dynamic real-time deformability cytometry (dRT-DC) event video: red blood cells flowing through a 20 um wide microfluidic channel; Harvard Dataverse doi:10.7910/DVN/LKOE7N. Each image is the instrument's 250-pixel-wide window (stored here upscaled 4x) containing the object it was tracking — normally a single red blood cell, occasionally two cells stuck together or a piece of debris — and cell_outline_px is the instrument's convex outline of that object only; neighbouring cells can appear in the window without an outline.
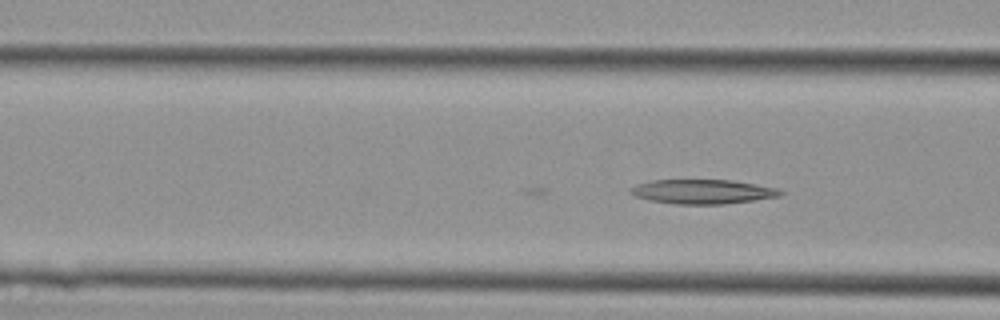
{"species": "Egyptian fruit bat (a non-hibernating species)", "species_latin": "Rousettus aegyptiacus", "temperature_condition": "cold", "stored_images_in_passage": 13, "camera_frame_rate_fps": 3000, "um_per_image_px": 0.085, "animal": {"sex": "female"}, "frame": {"image": 1, "passage_image": 13, "time_ms": 4.0, "image_size_px": [1000, 320], "cell_outline_px": [[784, 192], [780, 196], [724, 204], [676, 204], [648, 200], [636, 196], [628, 192], [628, 188], [636, 184], [652, 180], [732, 180], [756, 184], [776, 188]], "centroid_in_image_um": [59.67, 16.28], "position_along_channel_um": 106.9, "area_um2": 21.27}}